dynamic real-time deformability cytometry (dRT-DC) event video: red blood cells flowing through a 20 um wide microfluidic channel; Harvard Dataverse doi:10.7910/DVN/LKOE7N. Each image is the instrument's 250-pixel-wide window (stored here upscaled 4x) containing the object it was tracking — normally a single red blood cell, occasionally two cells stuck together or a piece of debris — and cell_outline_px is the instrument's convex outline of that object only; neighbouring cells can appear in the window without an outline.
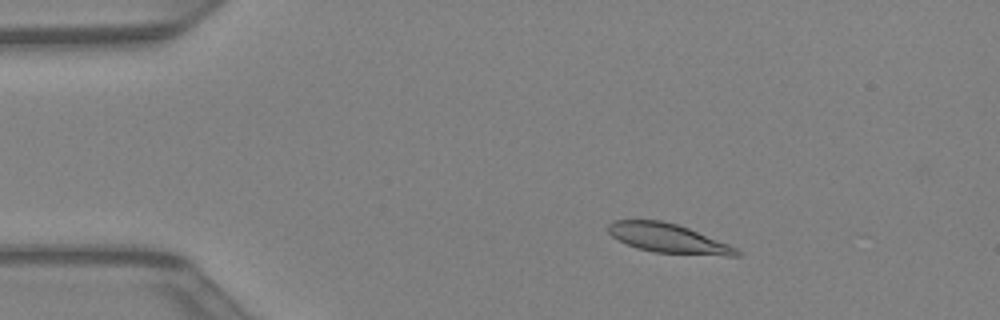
{"species": "Egyptian fruit bat (a non-hibernating species)", "species_latin": "Rousettus aegyptiacus", "temperature_condition": "warm", "stored_images_in_passage": 36, "camera_frame_rate_fps": 3000, "um_per_image_px": 0.085, "animal": {"sex": "female"}, "frame": {"image": 1, "passage_image": 8, "time_ms": 2.333, "image_size_px": [1000, 320], "cell_outline_px": [[740, 256], [728, 256], [656, 252], [636, 248], [612, 236], [608, 232], [608, 224], [612, 220], [664, 220], [688, 228], [728, 244], [736, 248], [740, 252]], "centroid_in_image_um": [56.78, 20.25], "position_along_channel_um": 28.2, "area_um2": 21.62}}
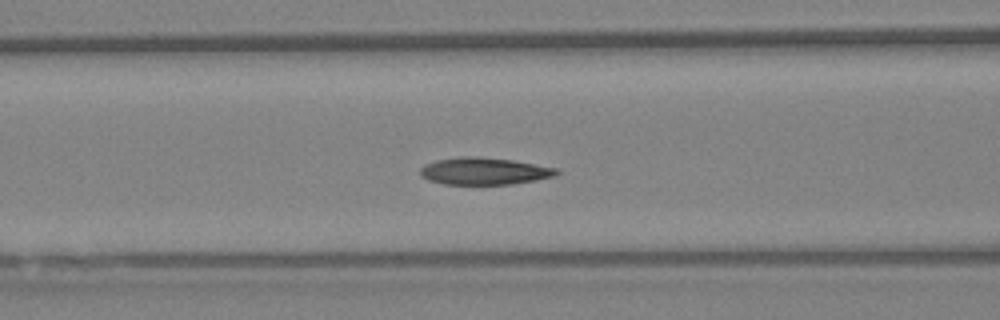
{"frame": {"image": 2, "passage_image": 18, "time_ms": 5.667, "image_size_px": [1000, 320], "cell_outline_px": [[560, 172], [556, 176], [536, 180], [512, 184], [444, 184], [428, 180], [420, 176], [420, 168], [424, 164], [436, 160], [460, 156], [476, 156], [512, 160], [556, 168]], "centroid_in_image_um": [41.13, 14.54], "position_along_channel_um": 125.5, "area_um2": 21.62}}
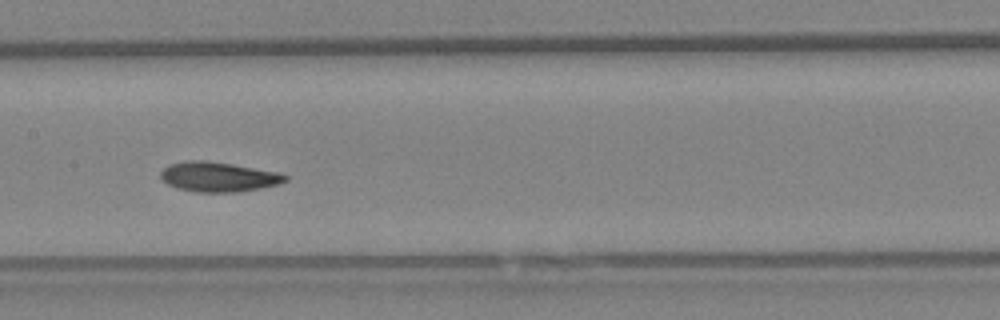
{"frame": {"image": 3, "passage_image": 22, "time_ms": 7.0, "image_size_px": [1000, 320], "cell_outline_px": [[288, 180], [280, 184], [240, 192], [196, 192], [176, 188], [168, 184], [160, 176], [160, 172], [168, 164], [184, 160], [204, 160], [232, 164], [276, 172], [288, 176]], "centroid_in_image_um": [18.54, 15.03], "position_along_channel_um": 188.9, "area_um2": 21.68}}